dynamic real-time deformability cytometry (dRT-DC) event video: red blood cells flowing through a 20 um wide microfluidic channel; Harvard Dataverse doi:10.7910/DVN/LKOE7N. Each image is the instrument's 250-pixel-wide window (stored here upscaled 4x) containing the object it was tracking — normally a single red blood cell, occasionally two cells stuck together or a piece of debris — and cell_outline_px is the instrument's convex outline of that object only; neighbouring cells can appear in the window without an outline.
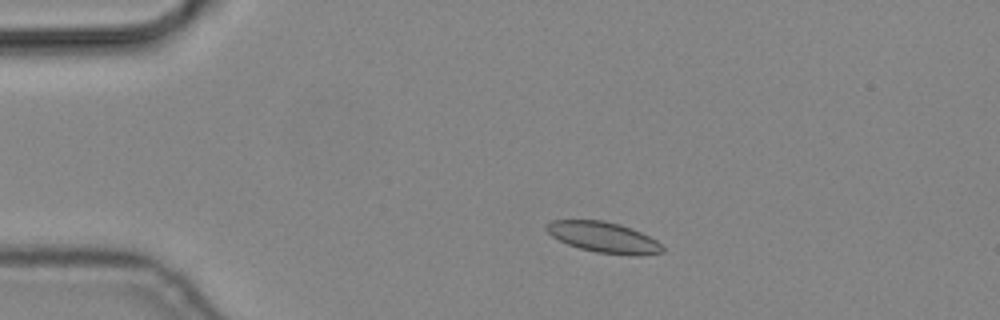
{"species": "common noctule bat (a hibernating species)", "species_latin": "Nyctalus noctula", "temperature_condition": "cold", "stored_images_in_passage": 4, "camera_frame_rate_fps": 3000, "um_per_image_px": 0.085, "animal": {"sex": "male", "body_mass_g": 19.2, "forearm_length_mm": 51.8}, "frame": {"image": 1, "passage_image": 2, "time_ms": 0.333, "image_size_px": [1000, 320], "cell_outline_px": [[664, 252], [636, 256], [632, 256], [596, 252], [580, 248], [568, 244], [552, 236], [544, 228], [552, 220], [604, 220], [620, 224], [632, 228], [656, 240], [664, 248]], "centroid_in_image_um": [51.32, 20.17], "position_along_channel_um": 33.7, "area_um2": 20.69}}
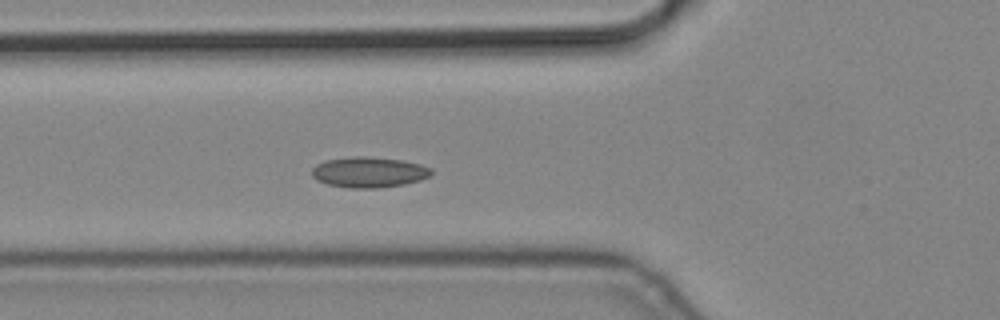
{"frame": {"image": 2, "passage_image": 4, "time_ms": 1.0, "image_size_px": [1000, 320], "cell_outline_px": [[432, 172], [428, 176], [420, 180], [404, 184], [376, 188], [348, 188], [328, 184], [316, 180], [312, 176], [312, 168], [316, 164], [324, 160], [352, 156], [364, 156], [404, 160], [420, 164], [432, 168]], "centroid_in_image_um": [31.33, 14.63], "position_along_channel_um": 94.5, "area_um2": 21.39}}